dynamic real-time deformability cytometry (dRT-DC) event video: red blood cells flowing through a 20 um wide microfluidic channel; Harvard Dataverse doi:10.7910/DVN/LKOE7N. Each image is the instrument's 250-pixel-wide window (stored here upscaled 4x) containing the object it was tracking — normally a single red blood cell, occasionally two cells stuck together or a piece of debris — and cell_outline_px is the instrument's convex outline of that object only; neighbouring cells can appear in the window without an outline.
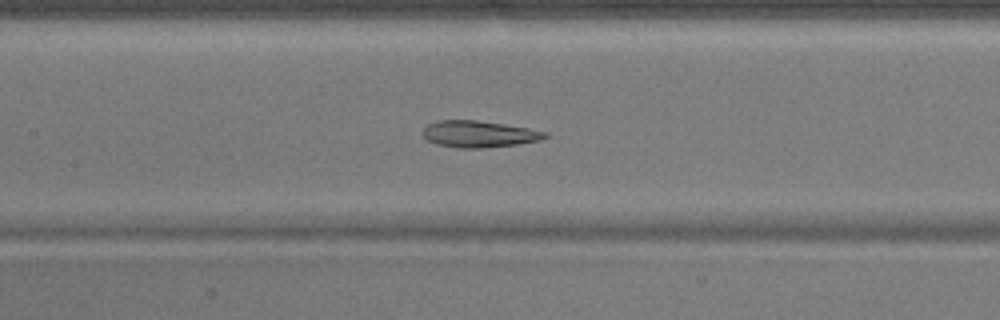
{"species": "common noctule bat (a hibernating species)", "species_latin": "Nyctalus noctula", "temperature_condition": "warm", "stored_images_in_passage": 39, "camera_frame_rate_fps": 3000, "um_per_image_px": 0.085, "animal": {"sex": "male", "body_mass_g": 17.9}, "frame": {"image": 1, "passage_image": 11, "time_ms": 3.333, "image_size_px": [1000, 320], "cell_outline_px": [[548, 136], [540, 140], [516, 144], [480, 148], [460, 148], [436, 144], [428, 140], [424, 136], [424, 128], [428, 124], [436, 120], [476, 120], [504, 124], [528, 128], [548, 132]], "centroid_in_image_um": [40.71, 11.38], "position_along_channel_um": 166.7, "area_um2": 18.79}}
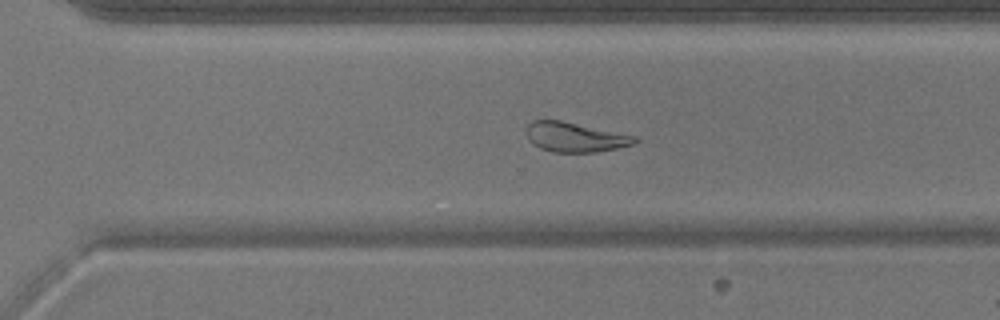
{"frame": {"image": 2, "passage_image": 23, "time_ms": 7.333, "image_size_px": [1000, 320], "cell_outline_px": [[640, 140], [632, 144], [616, 148], [596, 152], [552, 152], [540, 148], [532, 144], [528, 140], [528, 124], [532, 120], [560, 120], [636, 136]], "centroid_in_image_um": [48.87, 11.66], "position_along_channel_um": 321.7, "area_um2": 18.55}}
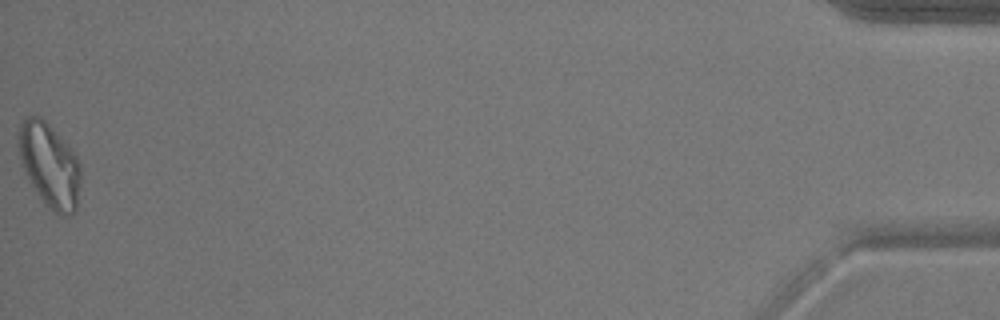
{"frame": {"image": 3, "passage_image": 39, "time_ms": 12.667, "image_size_px": [1000, 320], "cell_outline_px": [[80, 184], [76, 208], [68, 216], [64, 216], [56, 212], [44, 204], [32, 184], [20, 160], [16, 144], [16, 136], [20, 120], [24, 116], [40, 116], [68, 144], [76, 156], [80, 164]], "centroid_in_image_um": [4.17, 13.98], "position_along_channel_um": 431.0, "area_um2": 30.58}, "authors_computed_cell_mechanics": {"area_um2": 19.5364, "velocity_mm_per_s": 3.8903, "shape_relaxation_time_tau1_ms": 8.8238, "shape_relaxation_time_tau2_ms": 2.2988, "deformation_change_tau1": 0.2124, "deformation_change_tau2": 0.1007}}